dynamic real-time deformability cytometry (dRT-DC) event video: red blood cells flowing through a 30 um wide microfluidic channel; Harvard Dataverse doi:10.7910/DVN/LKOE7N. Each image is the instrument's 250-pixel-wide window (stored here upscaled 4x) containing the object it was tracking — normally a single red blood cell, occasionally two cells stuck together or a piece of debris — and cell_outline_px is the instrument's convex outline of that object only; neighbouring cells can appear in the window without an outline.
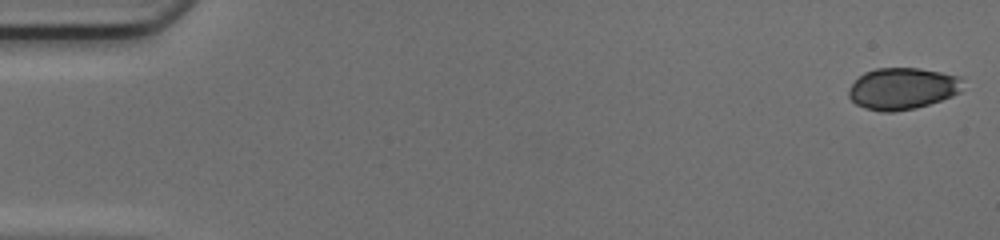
{"species": "common noctule bat (a hibernating species)", "species_latin": "Nyctalus noctula", "temperature_condition": "cold", "stored_images_in_passage": 49, "camera_frame_rate_fps": 3000, "um_per_image_px": 0.085, "animal": {"sex": "female", "body_mass_g": 17.0, "forearm_length_mm": 48.0}, "frame": {"image": 1, "passage_image": 1, "time_ms": 0.0, "image_size_px": [1000, 240], "cell_outline_px": [[960, 92], [952, 96], [916, 108], [892, 112], [880, 112], [864, 108], [856, 104], [848, 96], [848, 88], [864, 72], [876, 68], [920, 68], [960, 76]], "centroid_in_image_um": [76.66, 7.53], "position_along_channel_um": 8.3, "area_um2": 27.63}}
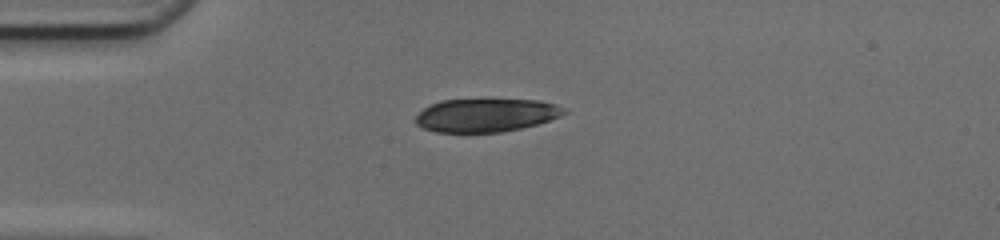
{"frame": {"image": 2, "passage_image": 13, "time_ms": 4.0, "image_size_px": [1000, 240], "cell_outline_px": [[568, 112], [560, 116], [536, 124], [520, 128], [500, 132], [436, 132], [424, 128], [416, 124], [416, 116], [424, 108], [440, 100], [484, 96], [488, 96], [536, 100], [556, 104], [568, 108]], "centroid_in_image_um": [41.34, 9.72], "position_along_channel_um": 43.7, "area_um2": 30.0}}